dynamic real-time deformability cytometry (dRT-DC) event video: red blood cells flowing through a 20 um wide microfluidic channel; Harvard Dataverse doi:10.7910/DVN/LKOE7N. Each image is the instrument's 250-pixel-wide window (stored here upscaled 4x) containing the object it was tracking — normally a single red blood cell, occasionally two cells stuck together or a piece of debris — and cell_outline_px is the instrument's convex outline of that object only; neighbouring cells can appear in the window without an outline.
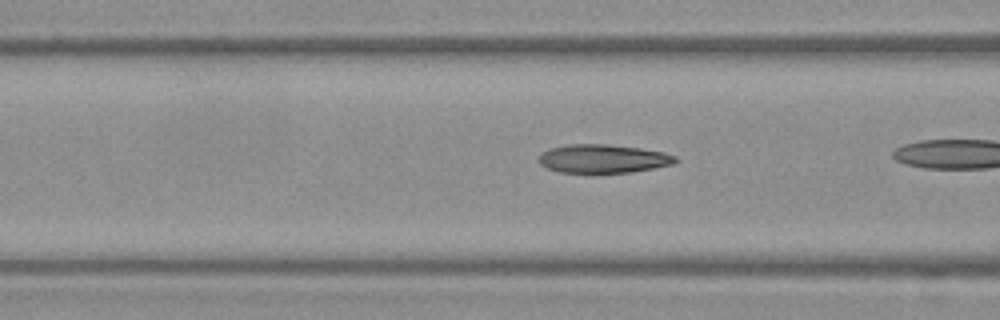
{"species": "Egyptian fruit bat (a non-hibernating species)", "species_latin": "Rousettus aegyptiacus", "temperature_condition": "warm", "stored_images_in_passage": 30, "camera_frame_rate_fps": 3000, "um_per_image_px": 0.085, "frame": {"image": 1, "passage_image": 18, "time_ms": 5.667, "image_size_px": [1000, 320], "cell_outline_px": [[680, 160], [676, 164], [632, 172], [560, 172], [548, 168], [540, 164], [536, 160], [540, 152], [552, 148], [568, 144], [608, 144], [640, 148], [664, 152], [676, 156]], "centroid_in_image_um": [51.28, 13.48], "position_along_channel_um": 115.3, "area_um2": 22.89}}